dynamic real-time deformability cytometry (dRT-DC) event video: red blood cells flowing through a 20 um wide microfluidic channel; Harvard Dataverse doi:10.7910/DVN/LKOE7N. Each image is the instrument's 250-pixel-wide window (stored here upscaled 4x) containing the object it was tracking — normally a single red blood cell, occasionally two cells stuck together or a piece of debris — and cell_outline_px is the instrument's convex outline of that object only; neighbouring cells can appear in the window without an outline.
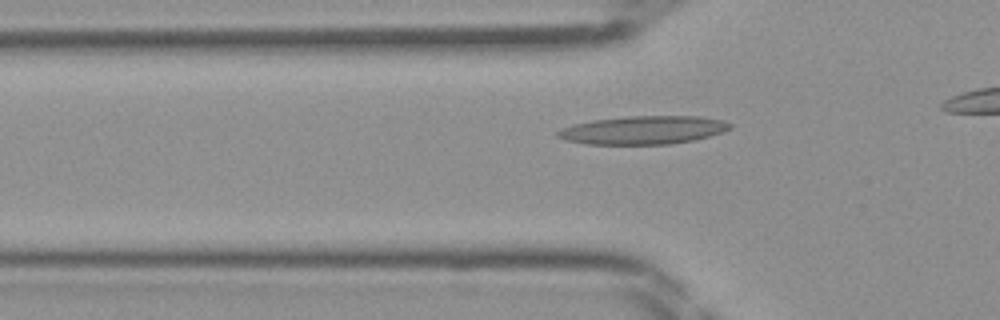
{"species": "Egyptian fruit bat (a non-hibernating species)", "species_latin": "Rousettus aegyptiacus", "temperature_condition": "room temperature", "stored_images_in_passage": 22, "camera_frame_rate_fps": 3000, "um_per_image_px": 0.085, "frame": {"image": 1, "passage_image": 11, "time_ms": 3.333, "image_size_px": [1000, 320], "cell_outline_px": [[732, 128], [724, 132], [692, 140], [672, 144], [584, 144], [564, 140], [556, 136], [556, 132], [560, 128], [572, 124], [592, 120], [628, 116], [700, 116], [724, 120], [732, 124]], "centroid_in_image_um": [54.65, 11.05], "position_along_channel_um": 71.1, "area_um2": 28.67}}
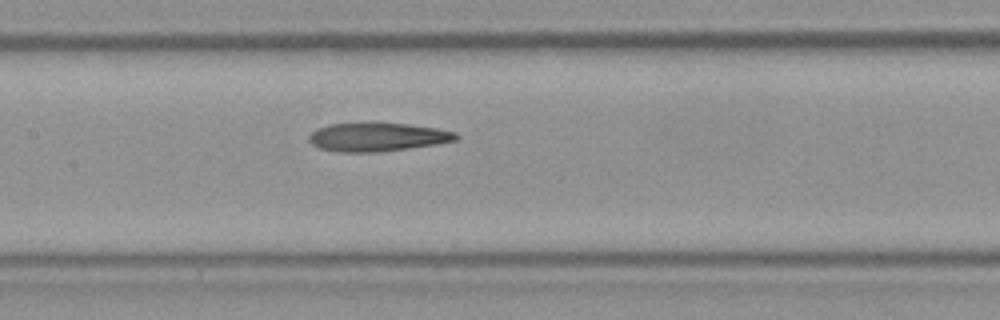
{"frame": {"image": 2, "passage_image": 18, "time_ms": 5.667, "image_size_px": [1000, 320], "cell_outline_px": [[460, 136], [456, 140], [436, 144], [408, 148], [376, 152], [336, 152], [316, 148], [308, 140], [308, 136], [316, 128], [328, 124], [408, 124], [436, 128], [456, 132]], "centroid_in_image_um": [32.04, 11.66], "position_along_channel_um": 175.4, "area_um2": 24.28}}
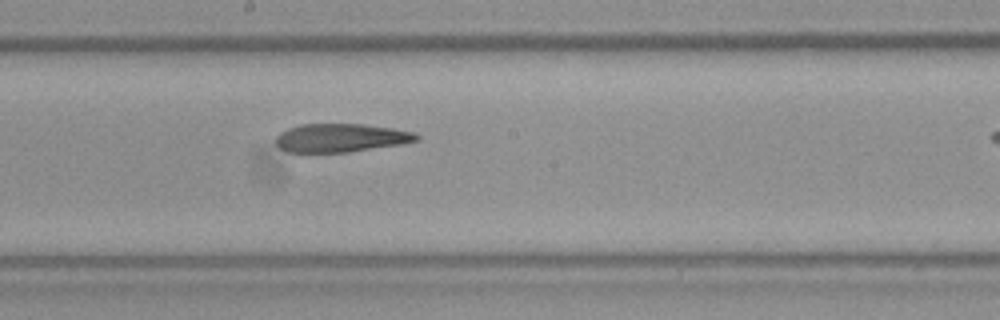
{"frame": {"image": 3, "passage_image": 21, "time_ms": 6.667, "image_size_px": [1000, 320], "cell_outline_px": [[420, 140], [400, 144], [348, 152], [288, 152], [280, 148], [276, 144], [276, 136], [280, 132], [288, 128], [300, 124], [360, 124], [392, 128], [416, 132], [420, 136]], "centroid_in_image_um": [28.97, 11.71], "position_along_channel_um": 219.2, "area_um2": 23.29}}